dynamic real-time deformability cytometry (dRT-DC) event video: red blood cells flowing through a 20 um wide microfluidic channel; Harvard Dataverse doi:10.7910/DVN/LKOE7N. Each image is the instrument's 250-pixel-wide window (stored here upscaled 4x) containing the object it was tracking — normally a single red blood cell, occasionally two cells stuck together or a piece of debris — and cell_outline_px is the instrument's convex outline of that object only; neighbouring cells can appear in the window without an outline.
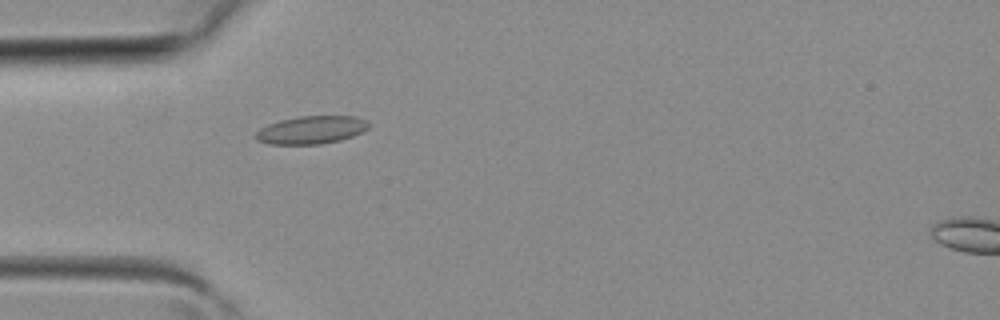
{"species": "common noctule bat (a hibernating species)", "species_latin": "Nyctalus noctula", "temperature_condition": "room temperature", "stored_images_in_passage": 40, "camera_frame_rate_fps": 3000, "um_per_image_px": 0.085, "animal": {"sex": "female", "body_mass_g": 19.3, "forearm_length_mm": 54.1}, "frame": {"image": 1, "passage_image": 12, "time_ms": 3.667, "image_size_px": [1000, 320], "cell_outline_px": [[368, 128], [352, 136], [340, 140], [320, 144], [268, 144], [256, 140], [252, 136], [260, 128], [268, 124], [280, 120], [300, 116], [356, 116], [368, 120]], "centroid_in_image_um": [26.42, 11.04], "position_along_channel_um": 58.6, "area_um2": 18.44}}
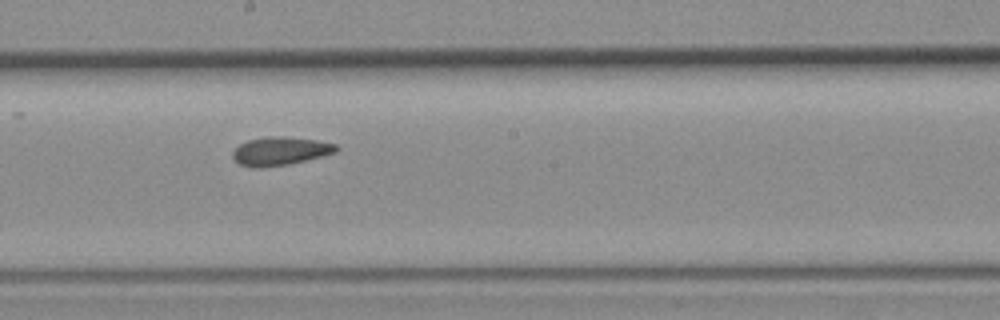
{"frame": {"image": 2, "passage_image": 22, "time_ms": 7.0, "image_size_px": [1000, 320], "cell_outline_px": [[340, 148], [336, 152], [288, 164], [260, 168], [252, 168], [240, 164], [232, 156], [232, 152], [240, 144], [248, 140], [268, 136], [284, 136], [316, 140], [336, 144]], "centroid_in_image_um": [23.8, 12.84], "position_along_channel_um": 224.4, "area_um2": 16.99}}
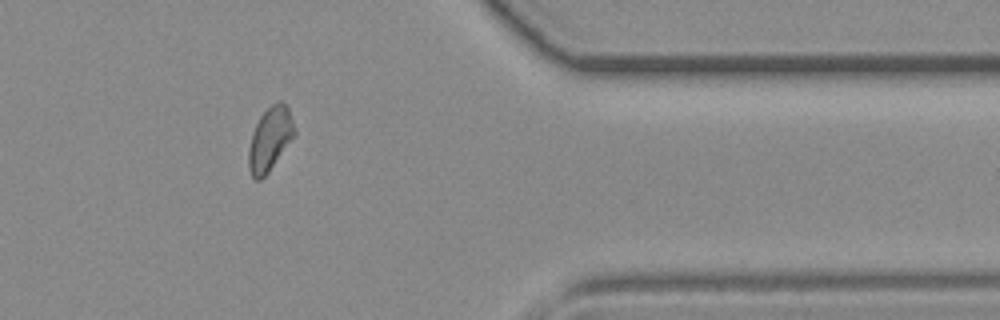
{"frame": {"image": 3, "passage_image": 33, "time_ms": 10.667, "image_size_px": [1000, 320], "cell_outline_px": [[296, 132], [268, 172], [260, 180], [256, 180], [252, 176], [248, 168], [248, 148], [252, 132], [260, 116], [276, 100], [280, 100], [288, 108], [296, 128]], "centroid_in_image_um": [22.93, 11.8], "position_along_channel_um": 388.5, "area_um2": 16.82}}